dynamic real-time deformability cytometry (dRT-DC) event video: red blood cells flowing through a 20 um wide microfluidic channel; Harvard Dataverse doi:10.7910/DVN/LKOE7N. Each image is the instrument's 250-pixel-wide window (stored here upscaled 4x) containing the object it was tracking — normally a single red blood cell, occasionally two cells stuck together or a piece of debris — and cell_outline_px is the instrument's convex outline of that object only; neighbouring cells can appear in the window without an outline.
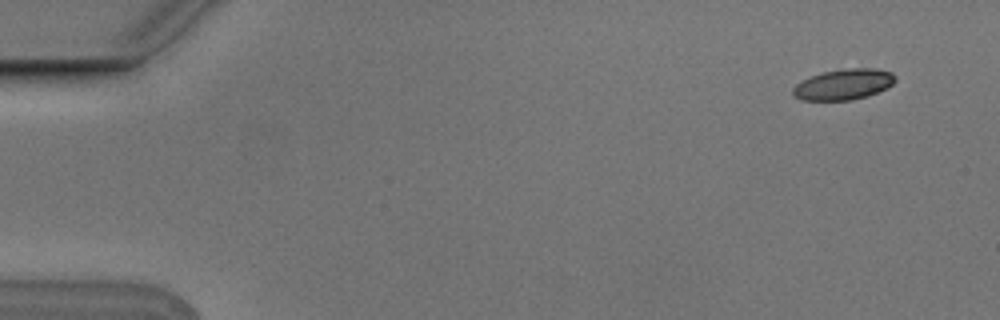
{"species": "Egyptian fruit bat (a non-hibernating species)", "species_latin": "Rousettus aegyptiacus", "temperature_condition": "cold", "stored_images_in_passage": 5, "camera_frame_rate_fps": 3000, "um_per_image_px": 0.085, "animal": {"sex": "male"}, "frame": {"image": 1, "passage_image": 1, "time_ms": 0.0, "image_size_px": [1000, 320], "cell_outline_px": [[896, 80], [888, 88], [868, 96], [848, 100], [800, 100], [792, 96], [792, 88], [796, 84], [812, 76], [824, 72], [844, 68], [872, 68], [892, 72], [896, 76]], "centroid_in_image_um": [71.72, 7.18], "position_along_channel_um": 13.3, "area_um2": 18.38}}